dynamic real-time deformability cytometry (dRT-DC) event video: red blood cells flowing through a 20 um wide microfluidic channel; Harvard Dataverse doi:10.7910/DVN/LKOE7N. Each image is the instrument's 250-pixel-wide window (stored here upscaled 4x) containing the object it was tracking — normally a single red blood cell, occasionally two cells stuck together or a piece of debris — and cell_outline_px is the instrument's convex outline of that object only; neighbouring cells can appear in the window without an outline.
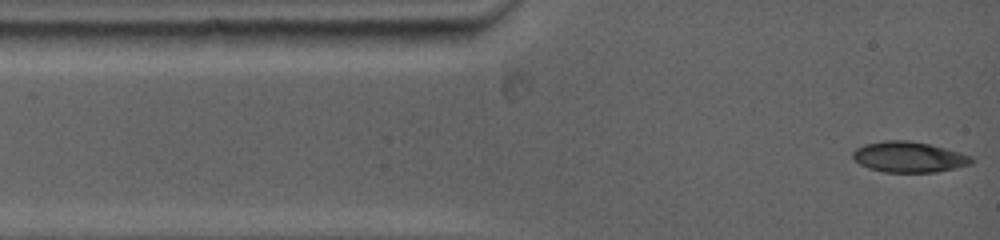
{"species": "common noctule bat (a hibernating species)", "species_latin": "Nyctalus noctula", "temperature_condition": "warm", "stored_images_in_passage": 47, "camera_frame_rate_fps": 5000, "um_per_image_px": 0.085, "animal": {"sex": "female", "body_mass_g": 19.0, "forearm_length_mm": 53.3}, "frame": {"image": 1, "passage_image": 1, "time_ms": 0.0, "image_size_px": [1000, 240], "cell_outline_px": [[972, 160], [964, 164], [948, 168], [928, 172], [888, 172], [872, 168], [856, 160], [852, 156], [852, 152], [856, 148], [868, 144], [884, 140], [908, 140], [928, 144], [944, 148], [968, 156]], "centroid_in_image_um": [77.15, 13.32], "position_along_channel_um": 7.9, "area_um2": 20.0}}
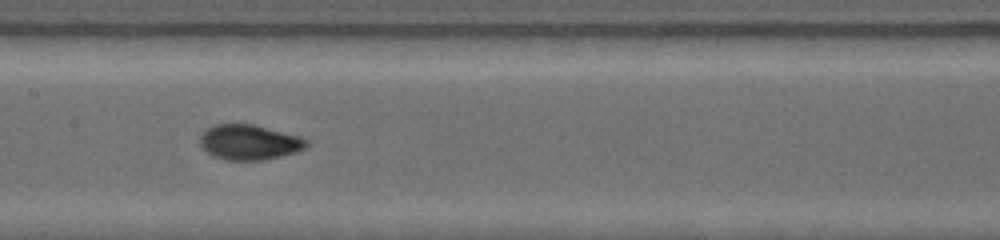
{"frame": {"image": 2, "passage_image": 28, "time_ms": 5.6, "image_size_px": [1000, 240], "cell_outline_px": [[304, 144], [300, 148], [292, 152], [260, 160], [228, 160], [216, 156], [208, 152], [200, 140], [200, 136], [208, 128], [216, 124], [256, 124], [296, 136], [304, 140]], "centroid_in_image_um": [21.1, 12.06], "position_along_channel_um": 186.3, "area_um2": 20.69}}
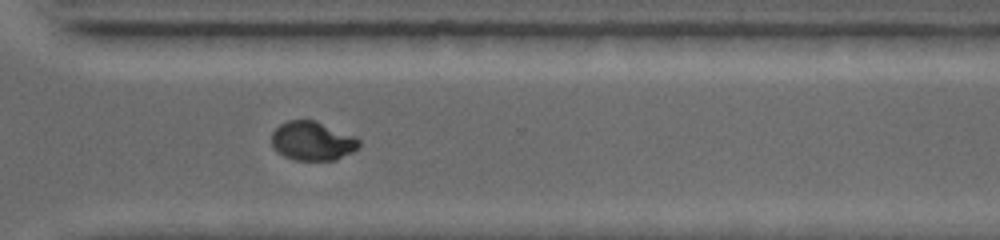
{"frame": {"image": 3, "passage_image": 47, "time_ms": 9.6, "image_size_px": [1000, 240], "cell_outline_px": [[360, 144], [352, 152], [336, 160], [296, 160], [284, 156], [272, 144], [272, 132], [280, 124], [288, 120], [316, 120], [352, 136], [360, 140]], "centroid_in_image_um": [26.54, 11.98], "position_along_channel_um": 344.1, "area_um2": 19.54}}